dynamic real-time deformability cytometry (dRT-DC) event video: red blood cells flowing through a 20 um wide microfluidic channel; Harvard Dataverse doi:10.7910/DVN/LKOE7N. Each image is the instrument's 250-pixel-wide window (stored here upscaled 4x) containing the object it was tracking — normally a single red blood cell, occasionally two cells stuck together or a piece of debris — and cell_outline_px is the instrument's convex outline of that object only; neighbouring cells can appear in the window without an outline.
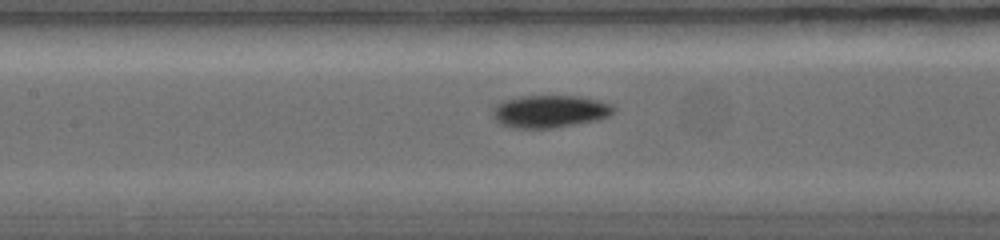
{"species": "common noctule bat (a hibernating species)", "species_latin": "Nyctalus noctula", "temperature_condition": "warm", "stored_images_in_passage": 32, "camera_frame_rate_fps": 5000, "um_per_image_px": 0.085, "animal": {"sex": "female", "body_mass_g": 19.0, "forearm_length_mm": 56.7}, "frame": {"image": 1, "passage_image": 12, "time_ms": 4.6, "image_size_px": [1000, 240], "cell_outline_px": [[616, 108], [608, 116], [596, 120], [552, 128], [512, 128], [500, 124], [492, 116], [492, 108], [496, 104], [504, 100], [520, 96], [576, 96], [600, 100], [612, 104]], "centroid_in_image_um": [46.7, 9.46], "position_along_channel_um": 160.7, "area_um2": 22.95}}
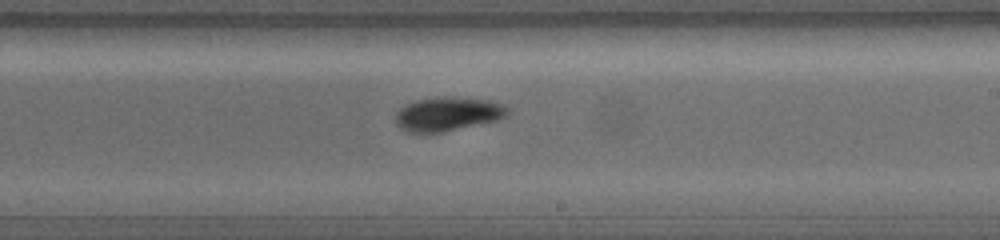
{"frame": {"image": 2, "passage_image": 17, "time_ms": 6.4, "image_size_px": [1000, 240], "cell_outline_px": [[508, 116], [496, 120], [440, 132], [404, 132], [396, 124], [396, 112], [400, 108], [408, 104], [420, 100], [484, 100], [504, 104], [508, 108]], "centroid_in_image_um": [38.04, 9.75], "position_along_channel_um": 251.0, "area_um2": 20.75}}
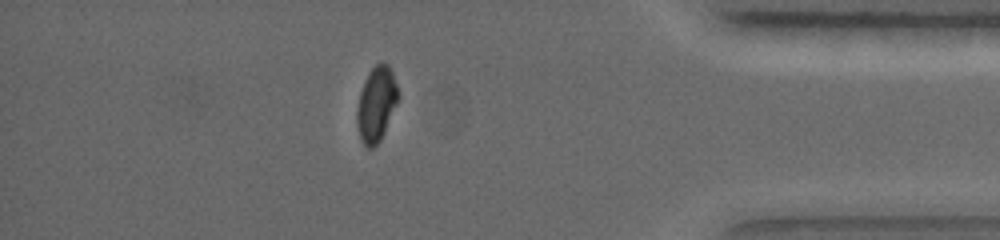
{"frame": {"image": 3, "passage_image": 26, "time_ms": 10.0, "image_size_px": [1000, 240], "cell_outline_px": [[400, 96], [384, 132], [380, 140], [372, 148], [368, 148], [360, 140], [356, 124], [356, 112], [360, 92], [364, 80], [368, 72], [380, 60], [388, 64], [392, 72]], "centroid_in_image_um": [31.97, 8.82], "position_along_channel_um": 403.2, "area_um2": 18.09}}